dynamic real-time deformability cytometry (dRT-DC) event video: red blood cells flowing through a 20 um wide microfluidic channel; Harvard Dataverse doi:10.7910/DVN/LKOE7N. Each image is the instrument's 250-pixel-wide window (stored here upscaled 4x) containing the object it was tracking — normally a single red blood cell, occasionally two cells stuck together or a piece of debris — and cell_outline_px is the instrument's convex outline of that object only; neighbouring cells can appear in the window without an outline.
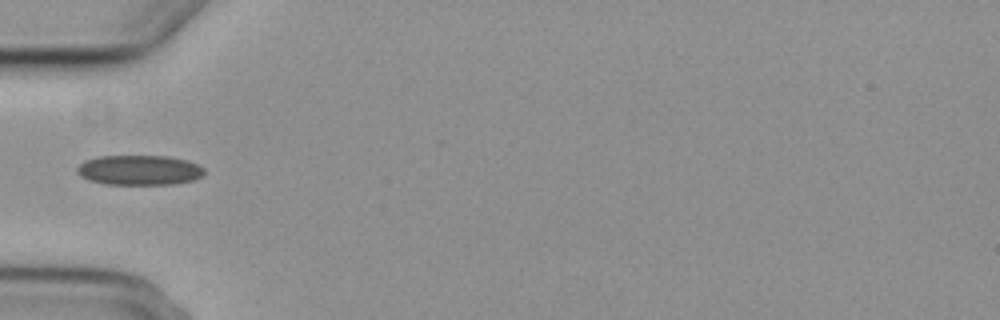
{"species": "common noctule bat (a hibernating species)", "species_latin": "Nyctalus noctula", "temperature_condition": "cold", "stored_images_in_passage": 3, "camera_frame_rate_fps": 3000, "um_per_image_px": 0.085, "animal": {"sex": "female", "body_mass_g": 29.2, "forearm_length_mm": 56.3}, "frame": {"image": 1, "passage_image": 3, "time_ms": 6.0, "image_size_px": [1000, 320], "cell_outline_px": [[204, 172], [200, 176], [192, 180], [172, 184], [104, 184], [88, 180], [80, 176], [76, 172], [76, 168], [84, 160], [100, 156], [168, 156], [184, 160], [196, 164], [204, 168]], "centroid_in_image_um": [11.77, 14.46], "position_along_channel_um": 73.2, "area_um2": 22.08}}